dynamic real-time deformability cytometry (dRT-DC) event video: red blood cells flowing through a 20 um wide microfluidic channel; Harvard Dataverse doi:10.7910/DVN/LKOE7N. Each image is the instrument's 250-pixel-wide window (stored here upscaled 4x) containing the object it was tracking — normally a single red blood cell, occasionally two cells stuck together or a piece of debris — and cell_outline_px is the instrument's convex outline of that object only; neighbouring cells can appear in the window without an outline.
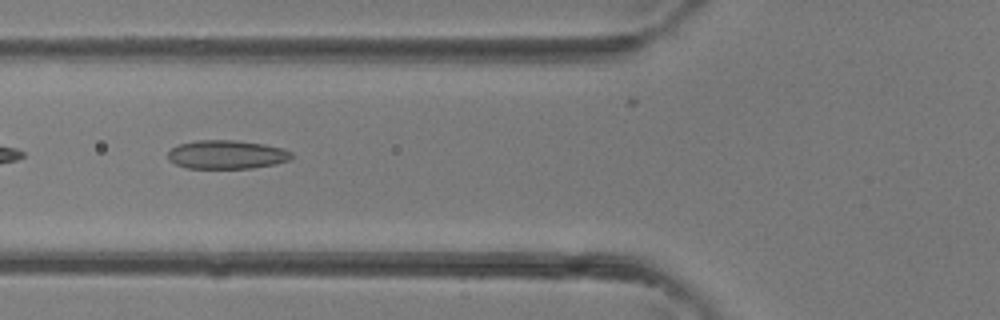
{"species": "common noctule bat (a hibernating species)", "species_latin": "Nyctalus noctula", "temperature_condition": "room temperature", "stored_images_in_passage": 5, "camera_frame_rate_fps": 3000, "um_per_image_px": 0.085, "animal": {"sex": "female"}, "frame": {"image": 1, "passage_image": 4, "time_ms": 1.0, "image_size_px": [1000, 320], "cell_outline_px": [[292, 156], [288, 160], [276, 164], [252, 168], [188, 168], [176, 164], [168, 160], [168, 152], [172, 148], [180, 144], [196, 140], [236, 140], [264, 144], [284, 148], [292, 152]], "centroid_in_image_um": [19.28, 13.13], "position_along_channel_um": 106.5, "area_um2": 20.69}}
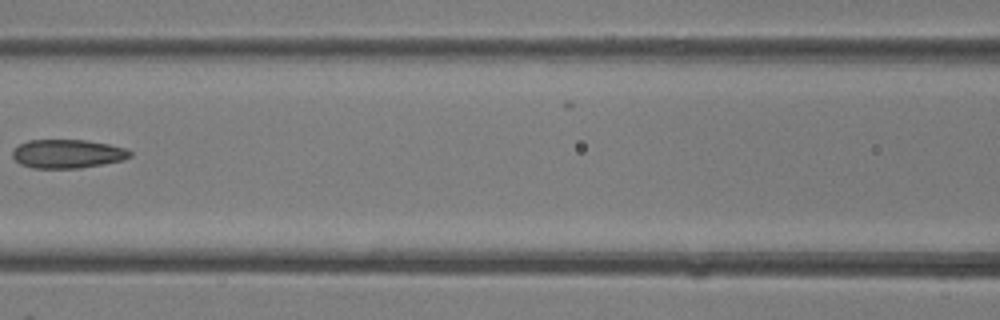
{"frame": {"image": 2, "passage_image": 5, "time_ms": 1.333, "image_size_px": [1000, 320], "cell_outline_px": [[132, 156], [120, 160], [80, 168], [32, 168], [20, 164], [12, 156], [12, 152], [20, 144], [28, 140], [84, 140], [108, 144], [124, 148], [132, 152]], "centroid_in_image_um": [5.71, 13.07], "position_along_channel_um": 160.9, "area_um2": 19.42}}